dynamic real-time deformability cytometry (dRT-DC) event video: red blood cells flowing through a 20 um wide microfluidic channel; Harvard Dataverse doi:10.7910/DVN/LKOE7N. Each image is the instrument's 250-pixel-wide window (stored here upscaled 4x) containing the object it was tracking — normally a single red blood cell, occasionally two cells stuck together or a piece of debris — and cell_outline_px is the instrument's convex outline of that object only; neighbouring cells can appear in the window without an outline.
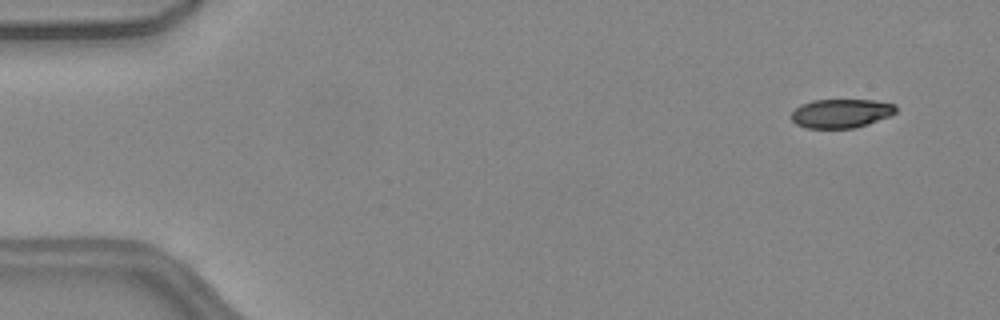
{"species": "common noctule bat (a hibernating species)", "species_latin": "Nyctalus noctula", "temperature_condition": "warm", "stored_images_in_passage": 50, "camera_frame_rate_fps": 3000, "um_per_image_px": 0.085, "animal": {"sex": "female", "body_mass_g": 24.6, "forearm_length_mm": 56.2}, "frame": {"image": 1, "passage_image": 4, "time_ms": 1.0, "image_size_px": [1000, 320], "cell_outline_px": [[896, 112], [888, 116], [868, 124], [856, 128], [804, 128], [796, 124], [788, 116], [800, 104], [812, 100], [876, 100], [896, 104]], "centroid_in_image_um": [71.46, 9.63], "position_along_channel_um": 13.5, "area_um2": 17.8}}
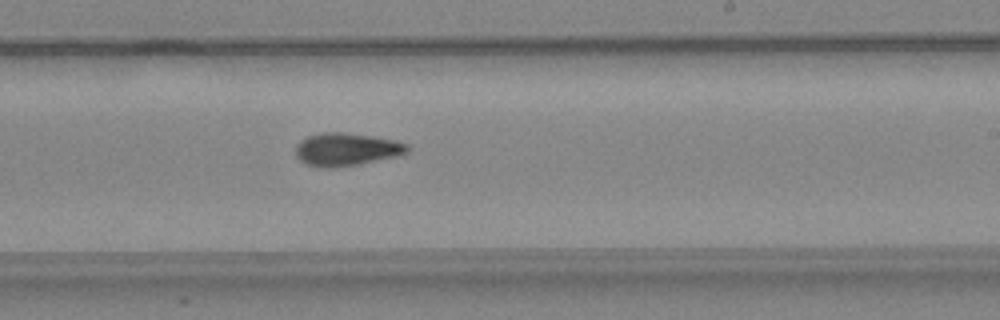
{"frame": {"image": 2, "passage_image": 31, "time_ms": 10.0, "image_size_px": [1000, 320], "cell_outline_px": [[408, 152], [396, 156], [356, 164], [332, 168], [320, 168], [308, 164], [300, 160], [296, 156], [296, 144], [300, 140], [308, 136], [324, 132], [344, 132], [392, 140], [408, 144]], "centroid_in_image_um": [29.39, 12.7], "position_along_channel_um": 259.6, "area_um2": 21.04}}
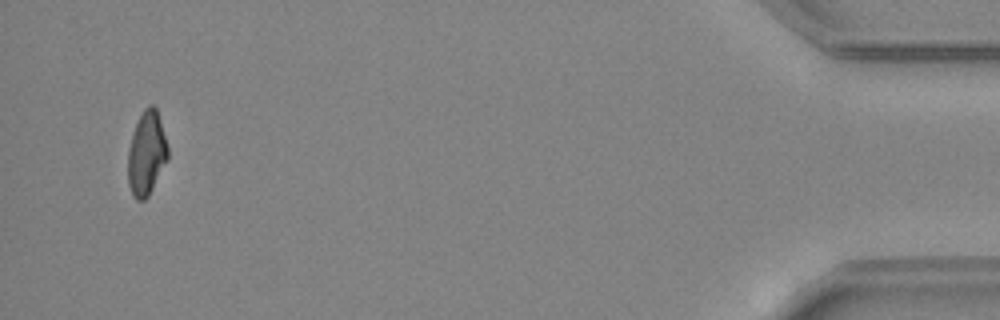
{"frame": {"image": 3, "passage_image": 49, "time_ms": 16.0, "image_size_px": [1000, 320], "cell_outline_px": [[168, 160], [148, 196], [144, 200], [136, 200], [132, 196], [128, 184], [128, 148], [132, 132], [140, 112], [148, 104], [152, 104], [156, 108], [168, 144]], "centroid_in_image_um": [12.45, 13.01], "position_along_channel_um": 422.8, "area_um2": 19.88}}